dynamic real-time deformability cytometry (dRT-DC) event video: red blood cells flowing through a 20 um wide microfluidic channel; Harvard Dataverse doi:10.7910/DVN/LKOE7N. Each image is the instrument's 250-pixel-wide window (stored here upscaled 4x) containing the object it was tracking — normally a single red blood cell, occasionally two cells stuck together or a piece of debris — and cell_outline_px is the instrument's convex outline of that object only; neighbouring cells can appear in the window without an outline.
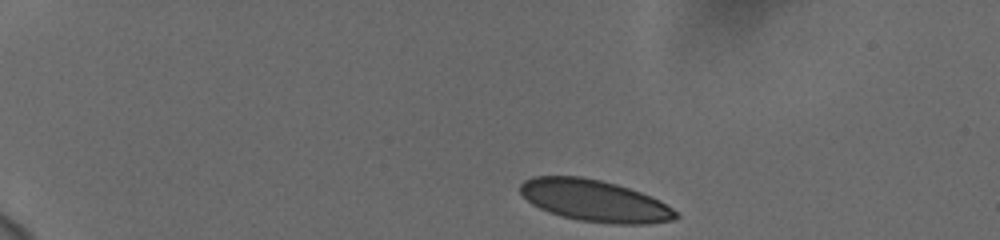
{"species": "human", "species_latin": "Homo sapiens", "temperature_condition": "cold", "stored_images_in_passage": 46, "camera_frame_rate_fps": 3000, "um_per_image_px": 0.085, "donor": {"sex": "female"}, "frame": {"image": 1, "passage_image": 1, "time_ms": 0.0, "image_size_px": [1000, 240], "cell_outline_px": [[680, 216], [672, 220], [644, 224], [616, 224], [580, 220], [548, 212], [532, 204], [520, 192], [520, 184], [524, 180], [532, 176], [580, 176], [600, 180], [616, 184], [640, 192], [660, 200], [672, 208]], "centroid_in_image_um": [50.54, 17.05], "position_along_channel_um": 34.5, "area_um2": 37.51}}
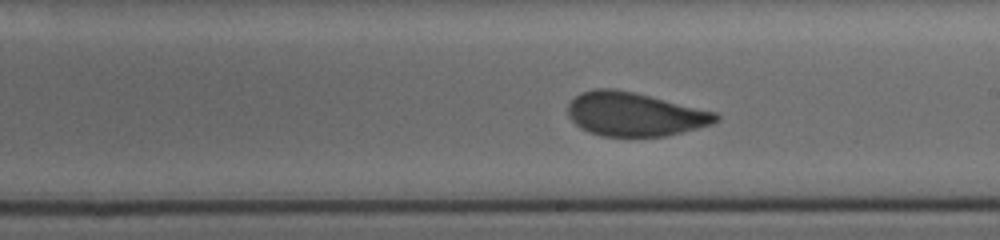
{"frame": {"image": 2, "passage_image": 25, "time_ms": 8.0, "image_size_px": [1000, 240], "cell_outline_px": [[720, 120], [712, 124], [664, 136], [600, 136], [588, 132], [580, 128], [568, 116], [568, 104], [580, 92], [596, 88], [616, 88], [716, 112], [720, 116]], "centroid_in_image_um": [53.91, 9.7], "position_along_channel_um": 235.1, "area_um2": 37.57}}
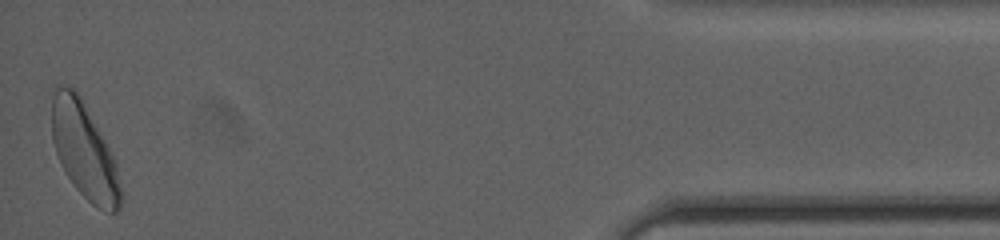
{"frame": {"image": 3, "passage_image": 46, "time_ms": 15.0, "image_size_px": [1000, 240], "cell_outline_px": [[124, 196], [120, 208], [116, 212], [104, 212], [96, 208], [76, 188], [60, 164], [52, 140], [52, 100], [56, 84], [72, 88], [80, 96], [104, 140], [116, 164]], "centroid_in_image_um": [7.18, 12.88], "position_along_channel_um": 428.0, "area_um2": 38.21}, "authors_computed_cell_mechanics": {"area_um2": 38.0324, "velocity_mm_per_s": 3.6767, "shape_relaxation_time_tau1_ms": 10.861, "shape_relaxation_time_tau2_ms": 0.6251, "deformation_change_tau1": 0.2315, "deformation_change_tau2": 0.0693}}